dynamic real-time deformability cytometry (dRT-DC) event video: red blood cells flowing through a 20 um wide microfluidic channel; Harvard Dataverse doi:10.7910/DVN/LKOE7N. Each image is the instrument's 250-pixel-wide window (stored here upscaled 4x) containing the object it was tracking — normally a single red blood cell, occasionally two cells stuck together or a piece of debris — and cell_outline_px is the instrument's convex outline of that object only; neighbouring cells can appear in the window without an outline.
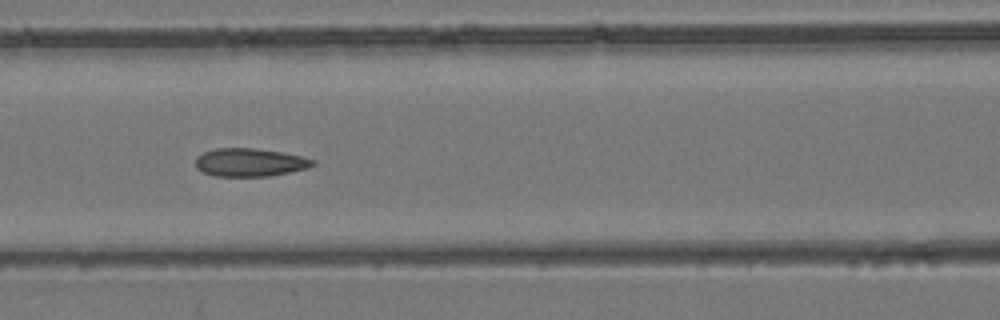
{"species": "common noctule bat (a hibernating species)", "species_latin": "Nyctalus noctula", "temperature_condition": "room temperature", "stored_images_in_passage": 8, "camera_frame_rate_fps": 3000, "um_per_image_px": 0.085, "animal": {"sex": "female", "body_mass_g": 24.6, "forearm_length_mm": 56.2}, "frame": {"image": 1, "passage_image": 7, "time_ms": 7.667, "image_size_px": [1000, 320], "cell_outline_px": [[316, 164], [308, 168], [268, 176], [212, 176], [196, 168], [196, 156], [204, 152], [216, 148], [256, 148], [280, 152], [300, 156], [316, 160]], "centroid_in_image_um": [21.23, 13.8], "position_along_channel_um": 145.4, "area_um2": 19.19}}
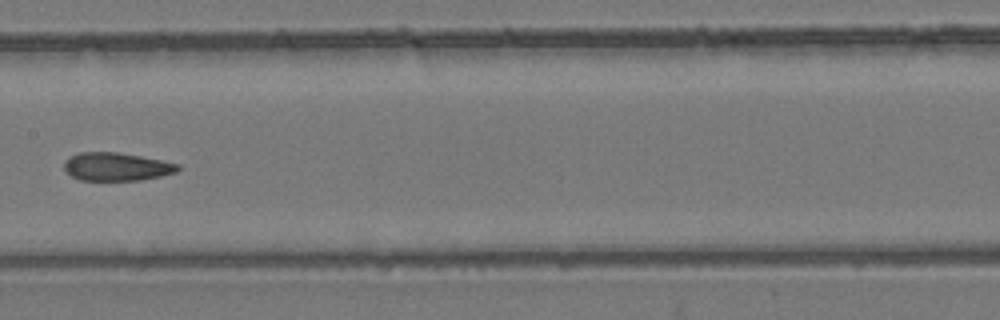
{"frame": {"image": 2, "passage_image": 8, "time_ms": 9.0, "image_size_px": [1000, 320], "cell_outline_px": [[180, 168], [176, 172], [160, 176], [140, 180], [80, 180], [72, 176], [64, 168], [64, 160], [68, 156], [80, 152], [116, 152], [140, 156], [180, 164]], "centroid_in_image_um": [9.88, 14.16], "position_along_channel_um": 197.5, "area_um2": 18.61}}